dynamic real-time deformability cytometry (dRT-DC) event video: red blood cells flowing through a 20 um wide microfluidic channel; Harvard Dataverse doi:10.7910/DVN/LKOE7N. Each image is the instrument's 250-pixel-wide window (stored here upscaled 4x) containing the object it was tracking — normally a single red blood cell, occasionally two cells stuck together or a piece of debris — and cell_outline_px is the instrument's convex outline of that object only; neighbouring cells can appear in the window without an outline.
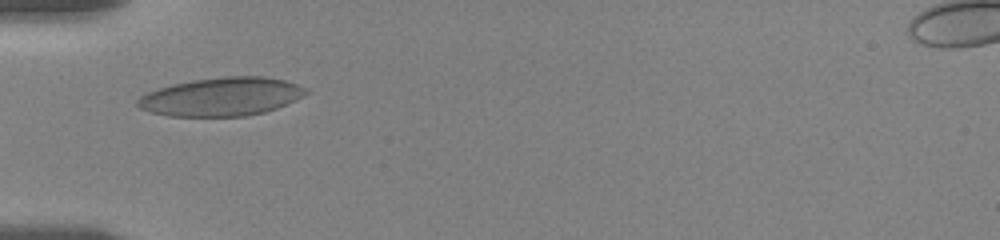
{"species": "human", "species_latin": "Homo sapiens", "temperature_condition": "room temperature", "stored_images_in_passage": 31, "camera_frame_rate_fps": 3000, "um_per_image_px": 0.085, "donor": {"sex": "female"}, "frame": {"image": 1, "passage_image": 1, "time_ms": 0.0, "image_size_px": [1000, 240], "cell_outline_px": [[308, 92], [304, 96], [276, 108], [264, 112], [244, 116], [168, 116], [152, 112], [140, 108], [136, 104], [136, 100], [140, 96], [148, 92], [172, 84], [192, 80], [224, 76], [264, 76], [284, 80], [308, 88]], "centroid_in_image_um": [18.83, 8.21], "position_along_channel_um": 66.2, "area_um2": 37.63}}
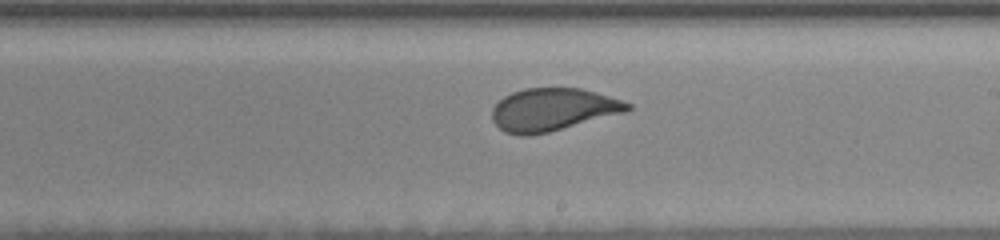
{"frame": {"image": 2, "passage_image": 13, "time_ms": 5.0, "image_size_px": [1000, 240], "cell_outline_px": [[632, 108], [624, 112], [548, 132], [528, 136], [516, 136], [504, 132], [492, 120], [492, 108], [504, 96], [512, 92], [524, 88], [580, 88], [620, 100], [632, 104]], "centroid_in_image_um": [46.93, 9.32], "position_along_channel_um": 242.1, "area_um2": 33.35}}
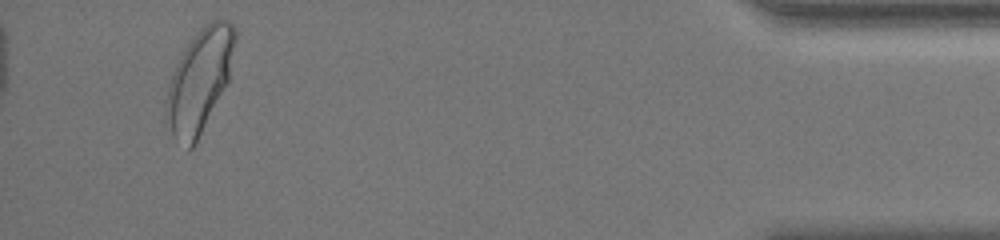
{"frame": {"image": 3, "passage_image": 30, "time_ms": 11.667, "image_size_px": [1000, 240], "cell_outline_px": [[236, 40], [228, 84], [196, 144], [192, 148], [188, 148], [176, 140], [172, 136], [164, 120], [164, 108], [168, 84], [176, 64], [184, 48], [200, 28], [212, 20], [220, 16], [228, 20], [236, 28]], "centroid_in_image_um": [16.96, 6.86], "position_along_channel_um": 418.2, "area_um2": 42.08}, "authors_computed_cell_mechanics": {"area_um2": 34.5644, "velocity_mm_per_s": 3.5433, "shape_relaxation_time_tau1_ms": 2.7987, "shape_relaxation_time_tau2_ms": null, "deformation_change_tau1": 0.1147, "deformation_change_tau2": null}}